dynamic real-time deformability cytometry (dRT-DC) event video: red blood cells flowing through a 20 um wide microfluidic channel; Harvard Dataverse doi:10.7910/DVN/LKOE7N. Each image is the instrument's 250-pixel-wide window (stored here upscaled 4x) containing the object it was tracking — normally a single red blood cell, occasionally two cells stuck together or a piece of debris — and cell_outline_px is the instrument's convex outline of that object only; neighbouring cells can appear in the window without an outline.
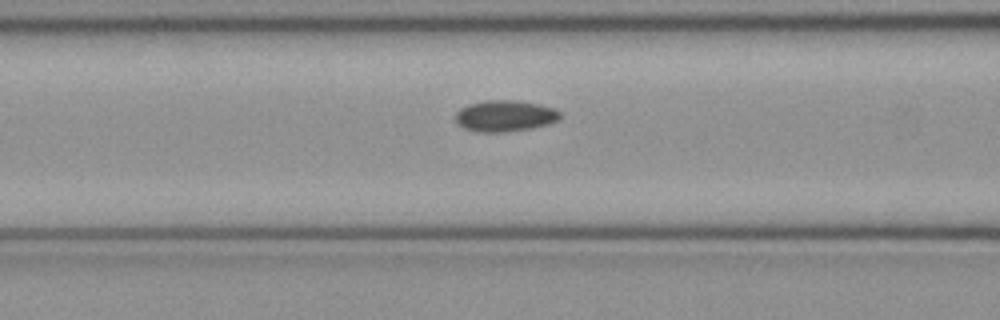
{"species": "common noctule bat (a hibernating species)", "species_latin": "Nyctalus noctula", "temperature_condition": "cold", "stored_images_in_passage": 18, "camera_frame_rate_fps": 3000, "um_per_image_px": 0.085, "animal": {"sex": "female", "body_mass_g": 21.9}, "frame": {"image": 1, "passage_image": 16, "time_ms": 5.0, "image_size_px": [1000, 320], "cell_outline_px": [[560, 120], [548, 124], [532, 128], [504, 132], [480, 132], [464, 128], [456, 124], [456, 112], [460, 108], [468, 104], [484, 100], [516, 100], [536, 104], [552, 108], [560, 112]], "centroid_in_image_um": [42.89, 9.85], "position_along_channel_um": 123.7, "area_um2": 19.07}}